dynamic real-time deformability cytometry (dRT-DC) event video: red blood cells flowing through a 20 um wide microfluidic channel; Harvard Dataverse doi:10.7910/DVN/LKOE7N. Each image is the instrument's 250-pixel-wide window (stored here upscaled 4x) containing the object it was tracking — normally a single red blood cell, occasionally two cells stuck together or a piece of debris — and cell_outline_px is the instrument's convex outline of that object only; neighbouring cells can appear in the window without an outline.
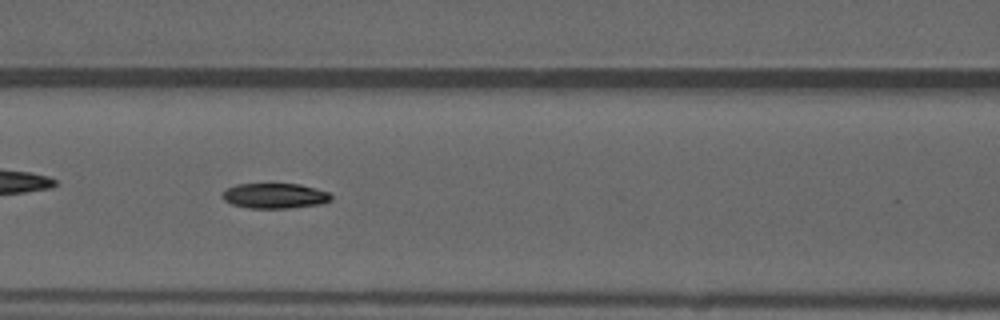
{"species": "common noctule bat (a hibernating species)", "species_latin": "Nyctalus noctula", "temperature_condition": "warm", "stored_images_in_passage": 32, "camera_frame_rate_fps": 3000, "um_per_image_px": 0.085, "animal": {"sex": "male", "forearm_length_mm": 52.5}, "frame": {"image": 1, "passage_image": 14, "time_ms": 4.333, "image_size_px": [1000, 320], "cell_outline_px": [[332, 200], [324, 204], [288, 208], [248, 208], [232, 204], [224, 200], [224, 192], [228, 188], [236, 184], [300, 184], [316, 188], [328, 192], [332, 196]], "centroid_in_image_um": [23.42, 16.65], "position_along_channel_um": 143.2, "area_um2": 15.95}, "authors_computed_cell_mechanics": {"area_um2": 16.3574, "velocity_mm_per_s": 3.9453, "shape_relaxation_time_tau1_ms": 5.6065, "shape_relaxation_time_tau2_ms": null, "deformation_change_tau1": 0.157, "deformation_change_tau2": null}}